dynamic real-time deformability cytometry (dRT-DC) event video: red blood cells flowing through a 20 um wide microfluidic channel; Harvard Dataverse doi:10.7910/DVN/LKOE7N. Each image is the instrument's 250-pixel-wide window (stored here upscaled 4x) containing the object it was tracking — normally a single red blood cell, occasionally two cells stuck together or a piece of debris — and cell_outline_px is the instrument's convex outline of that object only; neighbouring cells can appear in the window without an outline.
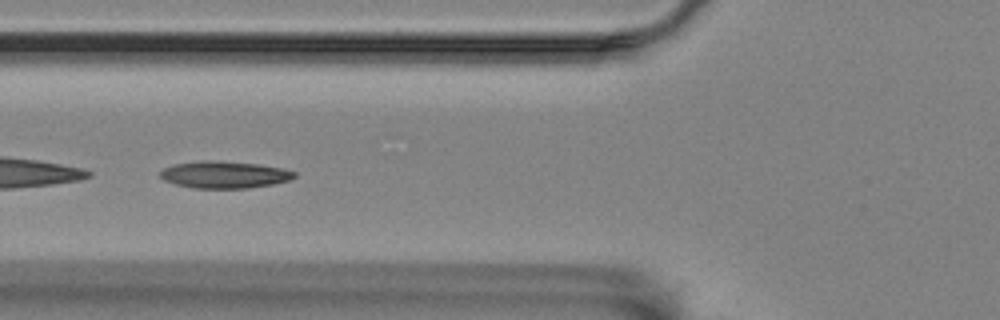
{"species": "Egyptian fruit bat (a non-hibernating species)", "species_latin": "Rousettus aegyptiacus", "temperature_condition": "room temperature", "stored_images_in_passage": 55, "camera_frame_rate_fps": 3000, "um_per_image_px": 0.085, "animal": {"sex": "female"}, "frame": {"image": 1, "passage_image": 20, "time_ms": 6.333, "image_size_px": [1000, 320], "cell_outline_px": [[296, 176], [288, 180], [272, 184], [248, 188], [192, 188], [176, 184], [164, 180], [160, 176], [160, 172], [164, 168], [176, 164], [200, 160], [212, 160], [260, 164], [284, 168], [296, 172]], "centroid_in_image_um": [19.08, 14.84], "position_along_channel_um": 106.7, "area_um2": 21.1}}
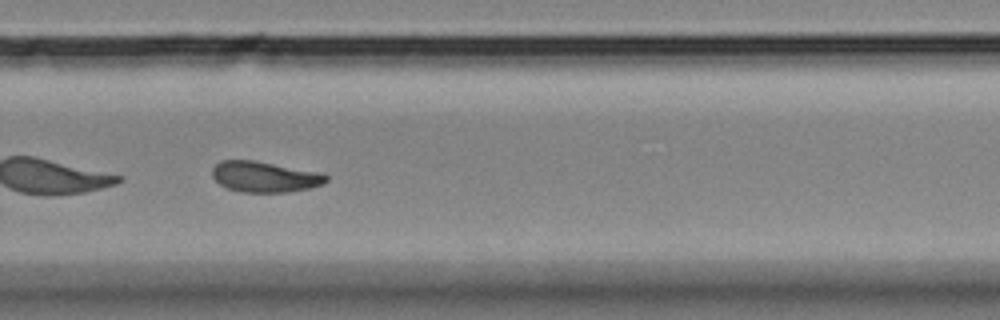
{"frame": {"image": 2, "passage_image": 37, "time_ms": 12.0, "image_size_px": [1000, 320], "cell_outline_px": [[328, 180], [324, 184], [308, 188], [288, 192], [240, 192], [228, 188], [220, 184], [212, 176], [212, 168], [220, 160], [256, 160], [324, 172], [328, 176]], "centroid_in_image_um": [22.54, 15.01], "position_along_channel_um": 307.3, "area_um2": 20.75}}
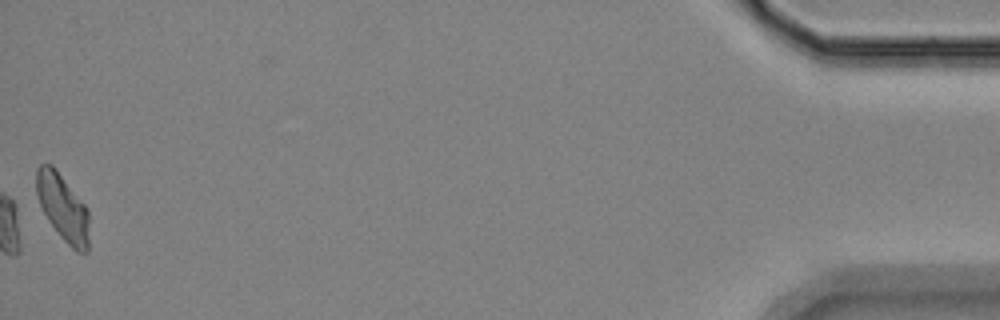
{"frame": {"image": 3, "passage_image": 55, "time_ms": 18.0, "image_size_px": [1000, 320], "cell_outline_px": [[88, 252], [76, 252], [60, 236], [48, 220], [40, 204], [36, 192], [36, 168], [40, 164], [52, 164], [84, 204], [88, 212]], "centroid_in_image_um": [5.33, 17.64], "position_along_channel_um": 429.9, "area_um2": 20.23}, "authors_computed_cell_mechanics": {"area_um2": 20.8658, "velocity_mm_per_s": 3.541, "shape_relaxation_time_tau1_ms": 11.0323, "shape_relaxation_time_tau2_ms": 4.2993, "deformation_change_tau1": 0.2243, "deformation_change_tau2": 0.1028}}